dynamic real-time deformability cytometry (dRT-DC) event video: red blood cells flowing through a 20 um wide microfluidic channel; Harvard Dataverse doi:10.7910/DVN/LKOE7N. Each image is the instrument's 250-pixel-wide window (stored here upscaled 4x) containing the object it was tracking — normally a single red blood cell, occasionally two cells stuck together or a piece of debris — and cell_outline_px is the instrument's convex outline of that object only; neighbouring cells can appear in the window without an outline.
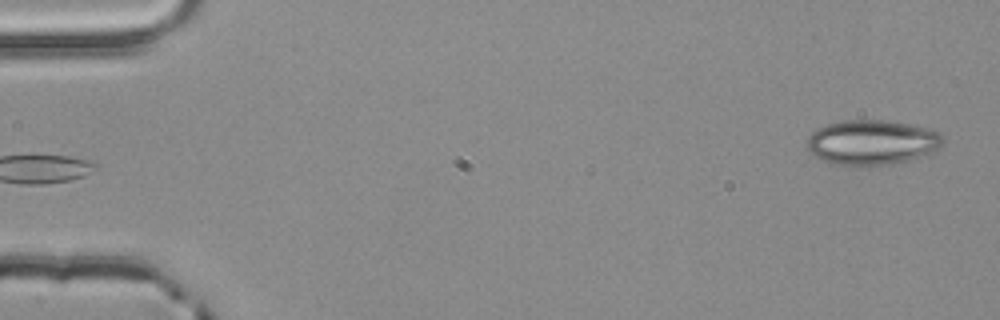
{"species": "common noctule bat (a hibernating species)", "species_latin": "Nyctalus noctula", "temperature_condition": "room temperature", "stored_images_in_passage": 4, "segment_of_instrument_passage": [2, 2], "camera_frame_rate_fps": 3000, "um_per_image_px": 0.085, "animal": {"sex": "male", "body_mass_g": 20.4}, "frame": {"image": 1, "passage_image": 4, "time_ms": 1.0, "image_size_px": [1000, 320], "cell_outline_px": [[944, 140], [932, 152], [920, 156], [888, 164], [832, 164], [816, 156], [808, 148], [808, 136], [812, 132], [828, 124], [844, 120], [888, 120], [912, 124], [932, 128], [940, 132], [944, 136]], "centroid_in_image_um": [74.16, 12.06], "position_along_channel_um": 10.8, "area_um2": 34.97}}